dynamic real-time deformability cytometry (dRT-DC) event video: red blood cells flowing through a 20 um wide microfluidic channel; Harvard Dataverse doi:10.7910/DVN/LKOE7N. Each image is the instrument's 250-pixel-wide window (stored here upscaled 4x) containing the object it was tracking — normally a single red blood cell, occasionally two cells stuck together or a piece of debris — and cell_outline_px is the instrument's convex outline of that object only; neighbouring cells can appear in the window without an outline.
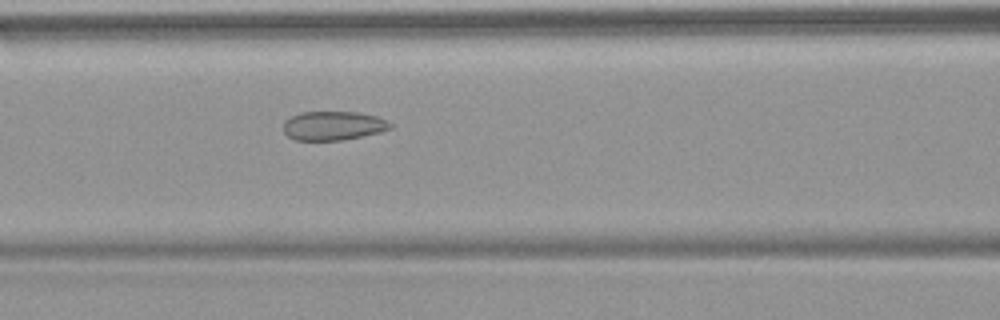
{"species": "common noctule bat (a hibernating species)", "species_latin": "Nyctalus noctula", "temperature_condition": "warm", "stored_images_in_passage": 51, "camera_frame_rate_fps": 3000, "um_per_image_px": 0.085, "animal": {"sex": "female", "body_mass_g": 18.4}, "frame": {"image": 1, "passage_image": 20, "time_ms": 6.333, "image_size_px": [1000, 320], "cell_outline_px": [[392, 128], [380, 132], [344, 140], [296, 140], [288, 136], [284, 132], [284, 120], [300, 112], [356, 112], [376, 116], [388, 120], [392, 124]], "centroid_in_image_um": [28.34, 10.68], "position_along_channel_um": 138.3, "area_um2": 18.09}}
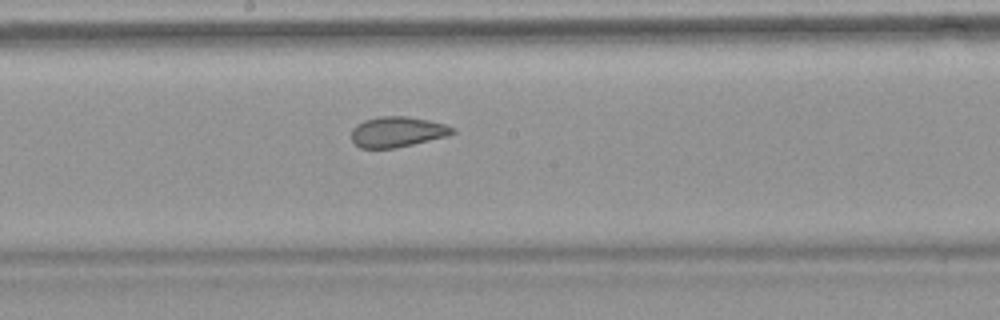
{"frame": {"image": 2, "passage_image": 26, "time_ms": 8.333, "image_size_px": [1000, 320], "cell_outline_px": [[456, 132], [448, 136], [396, 148], [360, 148], [352, 140], [352, 128], [356, 124], [364, 120], [380, 116], [404, 116], [428, 120], [444, 124], [456, 128]], "centroid_in_image_um": [33.78, 11.21], "position_along_channel_um": 214.4, "area_um2": 17.98}}
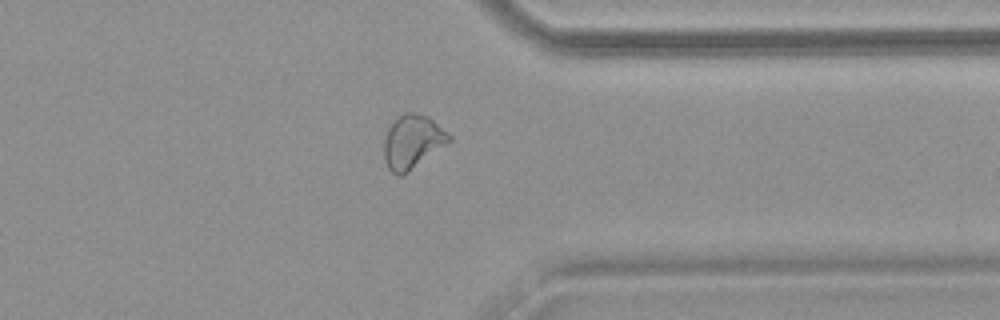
{"frame": {"image": 3, "passage_image": 39, "time_ms": 12.667, "image_size_px": [1000, 320], "cell_outline_px": [[452, 140], [408, 172], [400, 176], [396, 176], [388, 168], [384, 160], [384, 140], [388, 128], [404, 112], [412, 112], [428, 116], [452, 136]], "centroid_in_image_um": [35.05, 12.06], "position_along_channel_um": 376.3, "area_um2": 20.17}}